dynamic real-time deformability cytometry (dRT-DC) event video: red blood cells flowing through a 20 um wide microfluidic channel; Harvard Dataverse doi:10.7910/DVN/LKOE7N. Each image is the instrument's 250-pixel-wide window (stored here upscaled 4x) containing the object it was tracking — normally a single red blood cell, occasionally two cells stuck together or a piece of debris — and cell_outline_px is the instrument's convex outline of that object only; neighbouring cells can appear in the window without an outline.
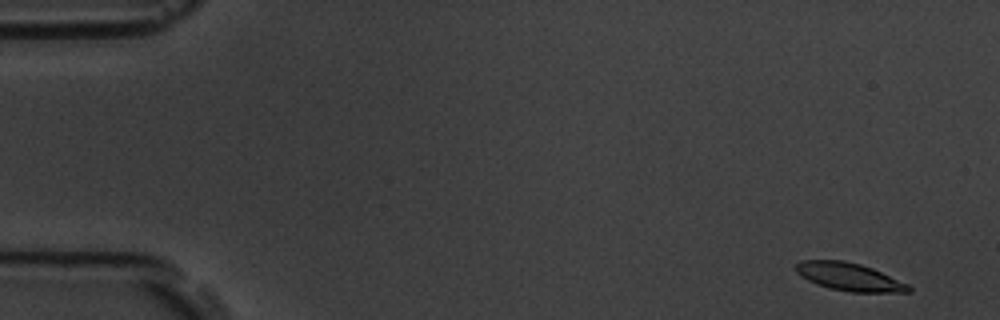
{"species": "common noctule bat (a hibernating species)", "species_latin": "Nyctalus noctula", "temperature_condition": "room temperature", "stored_images_in_passage": 5, "camera_frame_rate_fps": 3000, "um_per_image_px": 0.085, "animal": {"sex": "male", "body_mass_g": 19.5, "forearm_length_mm": 54.6}, "frame": {"image": 1, "passage_image": 1, "time_ms": 0.0, "image_size_px": [1000, 320], "cell_outline_px": [[912, 292], [852, 292], [828, 288], [816, 284], [808, 280], [796, 272], [796, 264], [804, 260], [844, 260], [860, 264], [872, 268], [908, 284], [912, 288]], "centroid_in_image_um": [72.2, 23.53], "position_along_channel_um": 12.8, "area_um2": 18.21}}